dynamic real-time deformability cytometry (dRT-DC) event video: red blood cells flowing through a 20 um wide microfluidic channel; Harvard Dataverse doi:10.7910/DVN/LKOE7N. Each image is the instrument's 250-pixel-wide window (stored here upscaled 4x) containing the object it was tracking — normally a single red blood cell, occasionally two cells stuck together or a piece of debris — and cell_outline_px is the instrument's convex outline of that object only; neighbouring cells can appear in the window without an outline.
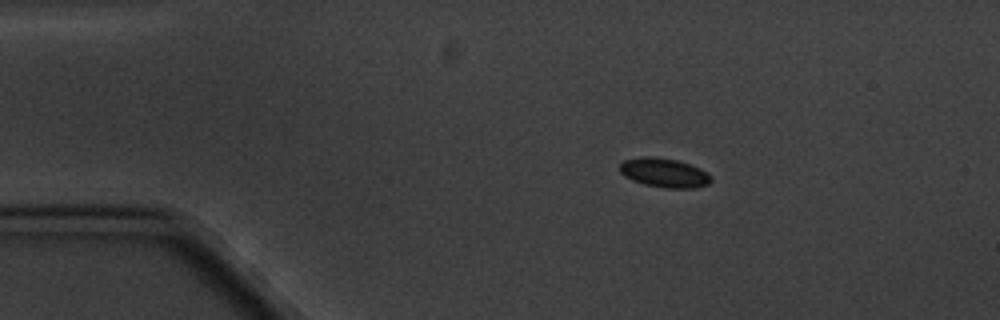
{"species": "common noctule bat (a hibernating species)", "species_latin": "Nyctalus noctula", "temperature_condition": "cold", "stored_images_in_passage": 5, "camera_frame_rate_fps": 3000, "um_per_image_px": 0.085, "animal": {"sex": "male", "body_mass_g": 20.1, "forearm_length_mm": 53.5}, "frame": {"image": 1, "passage_image": 2, "time_ms": 1.333, "image_size_px": [1000, 320], "cell_outline_px": [[712, 180], [708, 184], [696, 188], [664, 188], [644, 184], [632, 180], [624, 176], [620, 172], [620, 164], [624, 160], [644, 156], [652, 156], [676, 160], [700, 168], [712, 176]], "centroid_in_image_um": [56.46, 14.69], "position_along_channel_um": 28.5, "area_um2": 15.55}}